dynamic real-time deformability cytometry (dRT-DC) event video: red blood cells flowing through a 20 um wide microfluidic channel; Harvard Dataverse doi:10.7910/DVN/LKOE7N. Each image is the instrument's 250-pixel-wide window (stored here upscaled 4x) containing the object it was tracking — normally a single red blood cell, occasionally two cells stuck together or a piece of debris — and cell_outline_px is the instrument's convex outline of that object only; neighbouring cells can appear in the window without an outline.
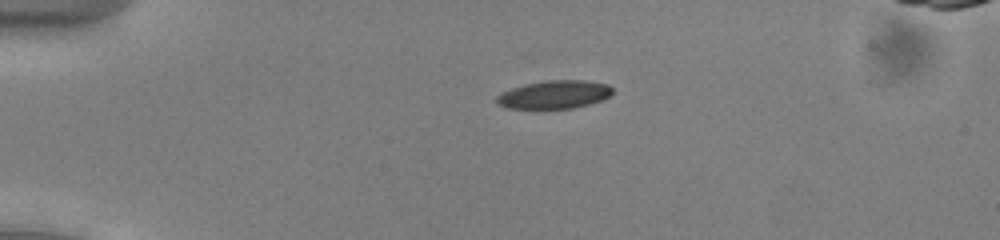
{"species": "common noctule bat (a hibernating species)", "species_latin": "Nyctalus noctula", "temperature_condition": "cold", "stored_images_in_passage": 43, "camera_frame_rate_fps": 3000, "um_per_image_px": 0.085, "animal": {"sex": "male", "body_mass_g": 13.0, "forearm_length_mm": 53.1}, "frame": {"image": 1, "passage_image": 2, "time_ms": 0.333, "image_size_px": [1000, 240], "cell_outline_px": [[612, 92], [608, 96], [600, 100], [588, 104], [572, 108], [508, 108], [496, 104], [496, 96], [500, 92], [524, 84], [548, 80], [584, 80], [608, 84], [612, 88]], "centroid_in_image_um": [47.07, 8.03], "position_along_channel_um": 37.9, "area_um2": 18.9}}
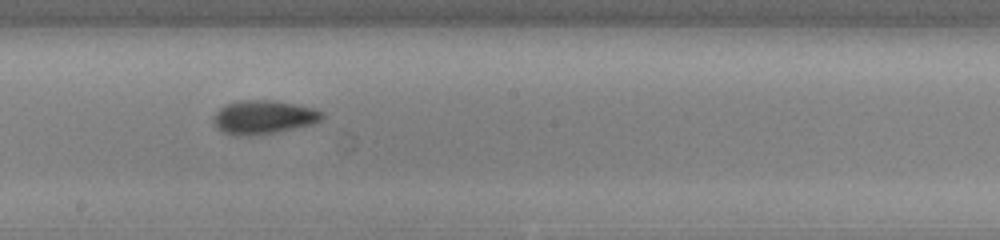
{"frame": {"image": 2, "passage_image": 20, "time_ms": 6.333, "image_size_px": [1000, 240], "cell_outline_px": [[324, 116], [320, 120], [312, 124], [276, 132], [248, 136], [236, 136], [224, 132], [212, 124], [212, 116], [224, 104], [240, 100], [272, 100], [312, 108], [324, 112]], "centroid_in_image_um": [22.34, 9.96], "position_along_channel_um": 225.9, "area_um2": 21.33}}
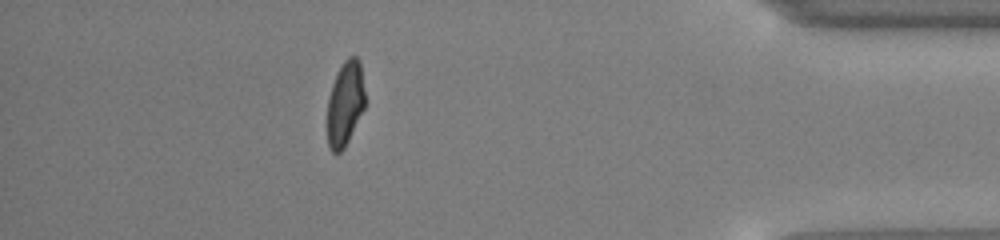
{"frame": {"image": 3, "passage_image": 37, "time_ms": 12.0, "image_size_px": [1000, 240], "cell_outline_px": [[364, 108], [344, 148], [340, 152], [332, 152], [328, 148], [328, 96], [336, 72], [344, 60], [348, 56], [356, 56], [360, 60], [364, 92]], "centroid_in_image_um": [29.32, 8.76], "position_along_channel_um": 405.9, "area_um2": 18.5}, "authors_computed_cell_mechanics": {"area_um2": 19.8832, "velocity_mm_per_s": 3.9037, "shape_relaxation_time_tau1_ms": 4.2996, "shape_relaxation_time_tau2_ms": 3.1336, "deformation_change_tau1": 0.1412, "deformation_change_tau2": 0.0936}}